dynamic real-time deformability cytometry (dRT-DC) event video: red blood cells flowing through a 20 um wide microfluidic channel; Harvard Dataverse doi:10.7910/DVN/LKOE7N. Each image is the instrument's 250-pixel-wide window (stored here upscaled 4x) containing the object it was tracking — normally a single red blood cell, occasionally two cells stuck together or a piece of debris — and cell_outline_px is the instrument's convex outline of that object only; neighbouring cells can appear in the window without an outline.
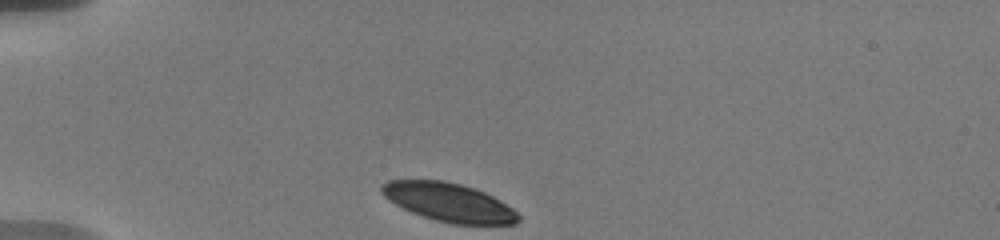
{"species": "human", "species_latin": "Homo sapiens", "temperature_condition": "warm", "stored_images_in_passage": 28, "camera_frame_rate_fps": 3000, "um_per_image_px": 0.085, "donor": {"sex": "male"}, "frame": {"image": 1, "passage_image": 1, "time_ms": 0.0, "image_size_px": [1000, 240], "cell_outline_px": [[520, 220], [516, 224], [452, 224], [436, 220], [412, 212], [388, 200], [380, 192], [380, 184], [388, 180], [444, 180], [460, 184], [484, 192], [500, 200], [512, 208], [520, 216]], "centroid_in_image_um": [38.14, 17.19], "position_along_channel_um": 46.9, "area_um2": 30.58}}
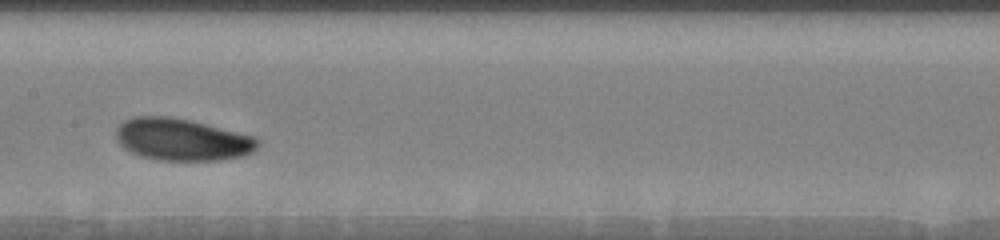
{"frame": {"image": 2, "passage_image": 15, "time_ms": 5.0, "image_size_px": [1000, 240], "cell_outline_px": [[260, 144], [252, 152], [240, 156], [220, 160], [160, 160], [144, 156], [132, 152], [124, 148], [116, 140], [116, 128], [124, 120], [136, 116], [168, 116], [192, 120], [256, 136], [260, 140]], "centroid_in_image_um": [15.5, 11.84], "position_along_channel_um": 191.9, "area_um2": 34.85}}
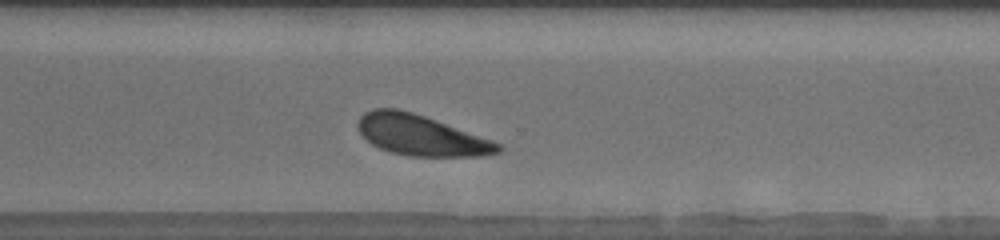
{"frame": {"image": 3, "passage_image": 26, "time_ms": 9.0, "image_size_px": [1000, 240], "cell_outline_px": [[504, 148], [500, 152], [484, 156], [408, 156], [392, 152], [380, 148], [372, 144], [360, 132], [356, 124], [360, 116], [364, 112], [372, 108], [396, 108], [412, 112], [424, 116], [492, 140], [500, 144]], "centroid_in_image_um": [35.77, 11.5], "position_along_channel_um": 334.8, "area_um2": 32.95}}